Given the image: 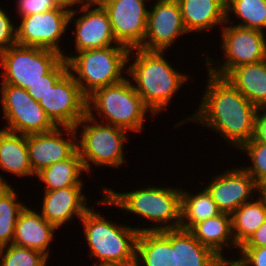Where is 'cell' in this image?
Here are the masks:
<instances>
[{"instance_id": "obj_1", "label": "cell", "mask_w": 266, "mask_h": 266, "mask_svg": "<svg viewBox=\"0 0 266 266\" xmlns=\"http://www.w3.org/2000/svg\"><path fill=\"white\" fill-rule=\"evenodd\" d=\"M205 89L199 107L190 116L175 123V127L192 123L219 134L229 147L239 150L254 137L257 107L224 77L207 71Z\"/></svg>"}, {"instance_id": "obj_2", "label": "cell", "mask_w": 266, "mask_h": 266, "mask_svg": "<svg viewBox=\"0 0 266 266\" xmlns=\"http://www.w3.org/2000/svg\"><path fill=\"white\" fill-rule=\"evenodd\" d=\"M146 185L128 192L102 186V199L96 202L99 206L117 207L127 214L142 217L139 220L144 218L145 222H151L149 227L135 226L139 232L180 228L182 187Z\"/></svg>"}, {"instance_id": "obj_3", "label": "cell", "mask_w": 266, "mask_h": 266, "mask_svg": "<svg viewBox=\"0 0 266 266\" xmlns=\"http://www.w3.org/2000/svg\"><path fill=\"white\" fill-rule=\"evenodd\" d=\"M165 53L133 48L128 55L127 76L131 77L135 91L155 116L168 110L174 95L186 82H191L188 81L190 74L175 69L164 57Z\"/></svg>"}, {"instance_id": "obj_4", "label": "cell", "mask_w": 266, "mask_h": 266, "mask_svg": "<svg viewBox=\"0 0 266 266\" xmlns=\"http://www.w3.org/2000/svg\"><path fill=\"white\" fill-rule=\"evenodd\" d=\"M90 207L79 223L88 247L92 266L136 263V242L139 231L133 226L106 219L105 214ZM102 214V215H101ZM97 260V261H96ZM90 264V266H91Z\"/></svg>"}, {"instance_id": "obj_5", "label": "cell", "mask_w": 266, "mask_h": 266, "mask_svg": "<svg viewBox=\"0 0 266 266\" xmlns=\"http://www.w3.org/2000/svg\"><path fill=\"white\" fill-rule=\"evenodd\" d=\"M147 114L156 117L137 94L129 77L122 82L99 88L87 97L88 116L128 132L141 134Z\"/></svg>"}, {"instance_id": "obj_6", "label": "cell", "mask_w": 266, "mask_h": 266, "mask_svg": "<svg viewBox=\"0 0 266 266\" xmlns=\"http://www.w3.org/2000/svg\"><path fill=\"white\" fill-rule=\"evenodd\" d=\"M130 49L124 45L87 49L62 56L68 72L88 97L95 90L122 82L127 78ZM123 73V74H122ZM126 75V76H125Z\"/></svg>"}, {"instance_id": "obj_7", "label": "cell", "mask_w": 266, "mask_h": 266, "mask_svg": "<svg viewBox=\"0 0 266 266\" xmlns=\"http://www.w3.org/2000/svg\"><path fill=\"white\" fill-rule=\"evenodd\" d=\"M74 129L77 137V152L87 174H91L92 166L116 169L126 163L124 151L129 141L127 130L98 122L87 114Z\"/></svg>"}, {"instance_id": "obj_8", "label": "cell", "mask_w": 266, "mask_h": 266, "mask_svg": "<svg viewBox=\"0 0 266 266\" xmlns=\"http://www.w3.org/2000/svg\"><path fill=\"white\" fill-rule=\"evenodd\" d=\"M219 29L223 59L217 61L206 54L204 65L210 73L225 77L233 68L266 59V32L229 23Z\"/></svg>"}, {"instance_id": "obj_9", "label": "cell", "mask_w": 266, "mask_h": 266, "mask_svg": "<svg viewBox=\"0 0 266 266\" xmlns=\"http://www.w3.org/2000/svg\"><path fill=\"white\" fill-rule=\"evenodd\" d=\"M58 52L15 44L0 53L1 84L28 89L43 79L61 59Z\"/></svg>"}, {"instance_id": "obj_10", "label": "cell", "mask_w": 266, "mask_h": 266, "mask_svg": "<svg viewBox=\"0 0 266 266\" xmlns=\"http://www.w3.org/2000/svg\"><path fill=\"white\" fill-rule=\"evenodd\" d=\"M0 105L7 125L3 129L22 135L45 133L57 125L27 90L11 84H0Z\"/></svg>"}, {"instance_id": "obj_11", "label": "cell", "mask_w": 266, "mask_h": 266, "mask_svg": "<svg viewBox=\"0 0 266 266\" xmlns=\"http://www.w3.org/2000/svg\"><path fill=\"white\" fill-rule=\"evenodd\" d=\"M19 18L16 25V42L22 46L50 49L64 55L62 38L69 27L70 12L55 8L43 13H35Z\"/></svg>"}, {"instance_id": "obj_12", "label": "cell", "mask_w": 266, "mask_h": 266, "mask_svg": "<svg viewBox=\"0 0 266 266\" xmlns=\"http://www.w3.org/2000/svg\"><path fill=\"white\" fill-rule=\"evenodd\" d=\"M148 10L143 44L146 51L168 52L179 37L188 35L184 27L182 11L177 0H153Z\"/></svg>"}, {"instance_id": "obj_13", "label": "cell", "mask_w": 266, "mask_h": 266, "mask_svg": "<svg viewBox=\"0 0 266 266\" xmlns=\"http://www.w3.org/2000/svg\"><path fill=\"white\" fill-rule=\"evenodd\" d=\"M38 102L57 126L75 127L87 114V97L68 71Z\"/></svg>"}, {"instance_id": "obj_14", "label": "cell", "mask_w": 266, "mask_h": 266, "mask_svg": "<svg viewBox=\"0 0 266 266\" xmlns=\"http://www.w3.org/2000/svg\"><path fill=\"white\" fill-rule=\"evenodd\" d=\"M234 167L213 175L205 186L220 212L229 215L262 192L242 165Z\"/></svg>"}, {"instance_id": "obj_15", "label": "cell", "mask_w": 266, "mask_h": 266, "mask_svg": "<svg viewBox=\"0 0 266 266\" xmlns=\"http://www.w3.org/2000/svg\"><path fill=\"white\" fill-rule=\"evenodd\" d=\"M150 1L115 0L103 7L119 44L129 49L139 48L143 44Z\"/></svg>"}, {"instance_id": "obj_16", "label": "cell", "mask_w": 266, "mask_h": 266, "mask_svg": "<svg viewBox=\"0 0 266 266\" xmlns=\"http://www.w3.org/2000/svg\"><path fill=\"white\" fill-rule=\"evenodd\" d=\"M26 139L29 162L35 174L47 166L70 158L77 151L74 127L57 126L49 132L28 134Z\"/></svg>"}, {"instance_id": "obj_17", "label": "cell", "mask_w": 266, "mask_h": 266, "mask_svg": "<svg viewBox=\"0 0 266 266\" xmlns=\"http://www.w3.org/2000/svg\"><path fill=\"white\" fill-rule=\"evenodd\" d=\"M71 23L74 24L75 29L73 32L74 53L87 49L121 45L115 40L108 14L104 8L90 5L79 6L70 13L69 26Z\"/></svg>"}, {"instance_id": "obj_18", "label": "cell", "mask_w": 266, "mask_h": 266, "mask_svg": "<svg viewBox=\"0 0 266 266\" xmlns=\"http://www.w3.org/2000/svg\"><path fill=\"white\" fill-rule=\"evenodd\" d=\"M83 191L84 186L43 191L42 206H40L42 208L39 209L40 214L58 230L70 224L71 220L75 217L80 221L85 212L90 208L89 200H87L89 198L85 196Z\"/></svg>"}, {"instance_id": "obj_19", "label": "cell", "mask_w": 266, "mask_h": 266, "mask_svg": "<svg viewBox=\"0 0 266 266\" xmlns=\"http://www.w3.org/2000/svg\"><path fill=\"white\" fill-rule=\"evenodd\" d=\"M57 230L37 209L26 205L18 215L12 243L40 251L50 259V244L54 243Z\"/></svg>"}, {"instance_id": "obj_20", "label": "cell", "mask_w": 266, "mask_h": 266, "mask_svg": "<svg viewBox=\"0 0 266 266\" xmlns=\"http://www.w3.org/2000/svg\"><path fill=\"white\" fill-rule=\"evenodd\" d=\"M188 34L212 32L226 23V0H177ZM203 31V32H202ZM201 32V33H199Z\"/></svg>"}, {"instance_id": "obj_21", "label": "cell", "mask_w": 266, "mask_h": 266, "mask_svg": "<svg viewBox=\"0 0 266 266\" xmlns=\"http://www.w3.org/2000/svg\"><path fill=\"white\" fill-rule=\"evenodd\" d=\"M175 249V266H213L220 257L198 242L189 230L182 228L160 231Z\"/></svg>"}, {"instance_id": "obj_22", "label": "cell", "mask_w": 266, "mask_h": 266, "mask_svg": "<svg viewBox=\"0 0 266 266\" xmlns=\"http://www.w3.org/2000/svg\"><path fill=\"white\" fill-rule=\"evenodd\" d=\"M189 231L198 242L212 250L220 258H226L224 249L225 251L228 249L227 252L229 250L232 252L236 247V251H239L233 238L231 215L229 214L220 213L215 217L201 221Z\"/></svg>"}, {"instance_id": "obj_23", "label": "cell", "mask_w": 266, "mask_h": 266, "mask_svg": "<svg viewBox=\"0 0 266 266\" xmlns=\"http://www.w3.org/2000/svg\"><path fill=\"white\" fill-rule=\"evenodd\" d=\"M0 168L22 180L36 176L29 162L26 135L0 128Z\"/></svg>"}, {"instance_id": "obj_24", "label": "cell", "mask_w": 266, "mask_h": 266, "mask_svg": "<svg viewBox=\"0 0 266 266\" xmlns=\"http://www.w3.org/2000/svg\"><path fill=\"white\" fill-rule=\"evenodd\" d=\"M224 78L257 108L266 107V59L233 68Z\"/></svg>"}, {"instance_id": "obj_25", "label": "cell", "mask_w": 266, "mask_h": 266, "mask_svg": "<svg viewBox=\"0 0 266 266\" xmlns=\"http://www.w3.org/2000/svg\"><path fill=\"white\" fill-rule=\"evenodd\" d=\"M85 172L83 162L76 151L70 158L41 169L34 178L45 184L42 190L53 191L72 186H85L82 180Z\"/></svg>"}, {"instance_id": "obj_26", "label": "cell", "mask_w": 266, "mask_h": 266, "mask_svg": "<svg viewBox=\"0 0 266 266\" xmlns=\"http://www.w3.org/2000/svg\"><path fill=\"white\" fill-rule=\"evenodd\" d=\"M136 266H175V249L160 231L139 232Z\"/></svg>"}, {"instance_id": "obj_27", "label": "cell", "mask_w": 266, "mask_h": 266, "mask_svg": "<svg viewBox=\"0 0 266 266\" xmlns=\"http://www.w3.org/2000/svg\"><path fill=\"white\" fill-rule=\"evenodd\" d=\"M266 221V191L244 203L231 215L232 234L240 248Z\"/></svg>"}, {"instance_id": "obj_28", "label": "cell", "mask_w": 266, "mask_h": 266, "mask_svg": "<svg viewBox=\"0 0 266 266\" xmlns=\"http://www.w3.org/2000/svg\"><path fill=\"white\" fill-rule=\"evenodd\" d=\"M221 212L211 194L202 185L199 192L182 188L181 190V223L180 228L190 230L195 224L215 217Z\"/></svg>"}, {"instance_id": "obj_29", "label": "cell", "mask_w": 266, "mask_h": 266, "mask_svg": "<svg viewBox=\"0 0 266 266\" xmlns=\"http://www.w3.org/2000/svg\"><path fill=\"white\" fill-rule=\"evenodd\" d=\"M233 18L239 20L237 23ZM226 23L266 32L264 0H226Z\"/></svg>"}, {"instance_id": "obj_30", "label": "cell", "mask_w": 266, "mask_h": 266, "mask_svg": "<svg viewBox=\"0 0 266 266\" xmlns=\"http://www.w3.org/2000/svg\"><path fill=\"white\" fill-rule=\"evenodd\" d=\"M25 206L12 185L0 186V247L12 244L18 215Z\"/></svg>"}, {"instance_id": "obj_31", "label": "cell", "mask_w": 266, "mask_h": 266, "mask_svg": "<svg viewBox=\"0 0 266 266\" xmlns=\"http://www.w3.org/2000/svg\"><path fill=\"white\" fill-rule=\"evenodd\" d=\"M42 252L15 244L0 247V266H49Z\"/></svg>"}, {"instance_id": "obj_32", "label": "cell", "mask_w": 266, "mask_h": 266, "mask_svg": "<svg viewBox=\"0 0 266 266\" xmlns=\"http://www.w3.org/2000/svg\"><path fill=\"white\" fill-rule=\"evenodd\" d=\"M239 150L247 154V161L251 160L249 165L242 167L253 177L257 186L262 191H266V144L253 137Z\"/></svg>"}, {"instance_id": "obj_33", "label": "cell", "mask_w": 266, "mask_h": 266, "mask_svg": "<svg viewBox=\"0 0 266 266\" xmlns=\"http://www.w3.org/2000/svg\"><path fill=\"white\" fill-rule=\"evenodd\" d=\"M67 71V62L62 58L46 75H43V79L26 89L27 93L35 101H39Z\"/></svg>"}, {"instance_id": "obj_34", "label": "cell", "mask_w": 266, "mask_h": 266, "mask_svg": "<svg viewBox=\"0 0 266 266\" xmlns=\"http://www.w3.org/2000/svg\"><path fill=\"white\" fill-rule=\"evenodd\" d=\"M0 7V53L16 42V24L15 18H11L9 12ZM13 20V21H12ZM15 23V24H14Z\"/></svg>"}, {"instance_id": "obj_35", "label": "cell", "mask_w": 266, "mask_h": 266, "mask_svg": "<svg viewBox=\"0 0 266 266\" xmlns=\"http://www.w3.org/2000/svg\"><path fill=\"white\" fill-rule=\"evenodd\" d=\"M15 9L19 17L43 13L57 8L52 0H15Z\"/></svg>"}, {"instance_id": "obj_36", "label": "cell", "mask_w": 266, "mask_h": 266, "mask_svg": "<svg viewBox=\"0 0 266 266\" xmlns=\"http://www.w3.org/2000/svg\"><path fill=\"white\" fill-rule=\"evenodd\" d=\"M237 259L244 266H266V246L256 248H239Z\"/></svg>"}, {"instance_id": "obj_37", "label": "cell", "mask_w": 266, "mask_h": 266, "mask_svg": "<svg viewBox=\"0 0 266 266\" xmlns=\"http://www.w3.org/2000/svg\"><path fill=\"white\" fill-rule=\"evenodd\" d=\"M254 138L266 144V107H259L257 109Z\"/></svg>"}, {"instance_id": "obj_38", "label": "cell", "mask_w": 266, "mask_h": 266, "mask_svg": "<svg viewBox=\"0 0 266 266\" xmlns=\"http://www.w3.org/2000/svg\"><path fill=\"white\" fill-rule=\"evenodd\" d=\"M262 246H266V221L240 248H256Z\"/></svg>"}, {"instance_id": "obj_39", "label": "cell", "mask_w": 266, "mask_h": 266, "mask_svg": "<svg viewBox=\"0 0 266 266\" xmlns=\"http://www.w3.org/2000/svg\"><path fill=\"white\" fill-rule=\"evenodd\" d=\"M56 7L62 8L68 12H73L75 9L78 8L79 5L75 2V0H52ZM78 7H75V6Z\"/></svg>"}, {"instance_id": "obj_40", "label": "cell", "mask_w": 266, "mask_h": 266, "mask_svg": "<svg viewBox=\"0 0 266 266\" xmlns=\"http://www.w3.org/2000/svg\"><path fill=\"white\" fill-rule=\"evenodd\" d=\"M235 255H233V258L231 255L230 258H220L213 266H244Z\"/></svg>"}, {"instance_id": "obj_41", "label": "cell", "mask_w": 266, "mask_h": 266, "mask_svg": "<svg viewBox=\"0 0 266 266\" xmlns=\"http://www.w3.org/2000/svg\"><path fill=\"white\" fill-rule=\"evenodd\" d=\"M115 0H94V7L103 8Z\"/></svg>"}, {"instance_id": "obj_42", "label": "cell", "mask_w": 266, "mask_h": 266, "mask_svg": "<svg viewBox=\"0 0 266 266\" xmlns=\"http://www.w3.org/2000/svg\"><path fill=\"white\" fill-rule=\"evenodd\" d=\"M75 2L79 6H93L94 7V0H75Z\"/></svg>"}, {"instance_id": "obj_43", "label": "cell", "mask_w": 266, "mask_h": 266, "mask_svg": "<svg viewBox=\"0 0 266 266\" xmlns=\"http://www.w3.org/2000/svg\"><path fill=\"white\" fill-rule=\"evenodd\" d=\"M6 179L3 177L2 174H0V186H11V184H9V181H5Z\"/></svg>"}, {"instance_id": "obj_44", "label": "cell", "mask_w": 266, "mask_h": 266, "mask_svg": "<svg viewBox=\"0 0 266 266\" xmlns=\"http://www.w3.org/2000/svg\"><path fill=\"white\" fill-rule=\"evenodd\" d=\"M98 266H136V263L122 264V265H98Z\"/></svg>"}]
</instances>
